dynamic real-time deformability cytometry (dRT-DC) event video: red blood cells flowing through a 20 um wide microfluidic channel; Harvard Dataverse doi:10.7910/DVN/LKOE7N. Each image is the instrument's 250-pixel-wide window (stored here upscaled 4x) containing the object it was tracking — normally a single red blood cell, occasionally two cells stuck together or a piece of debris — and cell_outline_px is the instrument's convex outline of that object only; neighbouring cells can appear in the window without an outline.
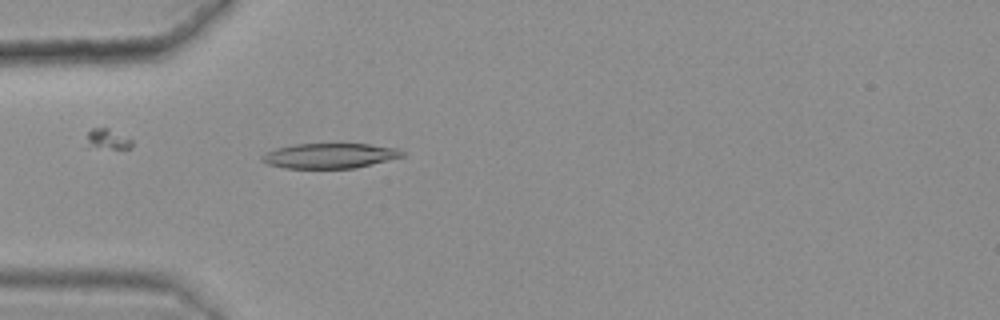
{"species": "common noctule bat (a hibernating species)", "species_latin": "Nyctalus noctula", "temperature_condition": "warm", "stored_images_in_passage": 48, "camera_frame_rate_fps": 3000, "um_per_image_px": 0.085, "animal": {"sex": "female", "body_mass_g": 25.1}, "frame": {"image": 1, "passage_image": 14, "time_ms": 4.333, "image_size_px": [1000, 320], "cell_outline_px": [[404, 156], [356, 168], [284, 168], [268, 164], [260, 160], [260, 156], [276, 148], [292, 144], [368, 144], [396, 148], [404, 152]], "centroid_in_image_um": [28.0, 13.24], "position_along_channel_um": 57.0, "area_um2": 20.4}}
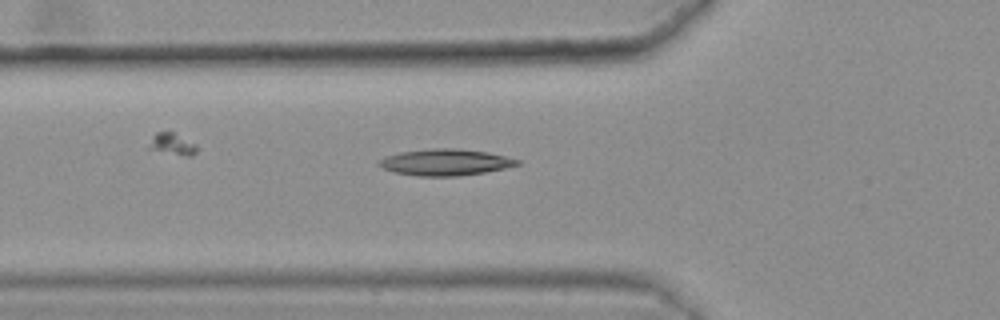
{"frame": {"image": 2, "passage_image": 17, "time_ms": 5.333, "image_size_px": [1000, 320], "cell_outline_px": [[520, 164], [504, 168], [484, 172], [456, 176], [416, 176], [396, 172], [384, 168], [376, 164], [384, 156], [400, 152], [432, 148], [460, 148], [488, 152], [520, 160]], "centroid_in_image_um": [37.84, 13.78], "position_along_channel_um": 88.0, "area_um2": 21.21}}
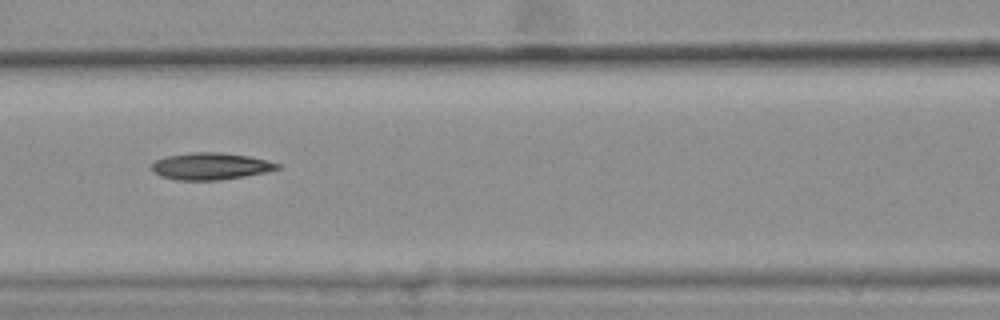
{"frame": {"image": 3, "passage_image": 22, "time_ms": 7.0, "image_size_px": [1000, 320], "cell_outline_px": [[280, 168], [264, 172], [244, 176], [220, 180], [176, 180], [160, 176], [148, 164], [164, 156], [192, 152], [220, 152], [248, 156], [280, 164]], "centroid_in_image_um": [17.83, 14.12], "position_along_channel_um": 148.8, "area_um2": 19.65}, "authors_computed_cell_mechanics": {"area_um2": 19.5364, "velocity_mm_per_s": 3.616, "shape_relaxation_time_tau1_ms": null, "shape_relaxation_time_tau2_ms": 9.3956, "deformation_change_tau1": null, "deformation_change_tau2": 0.2114}}